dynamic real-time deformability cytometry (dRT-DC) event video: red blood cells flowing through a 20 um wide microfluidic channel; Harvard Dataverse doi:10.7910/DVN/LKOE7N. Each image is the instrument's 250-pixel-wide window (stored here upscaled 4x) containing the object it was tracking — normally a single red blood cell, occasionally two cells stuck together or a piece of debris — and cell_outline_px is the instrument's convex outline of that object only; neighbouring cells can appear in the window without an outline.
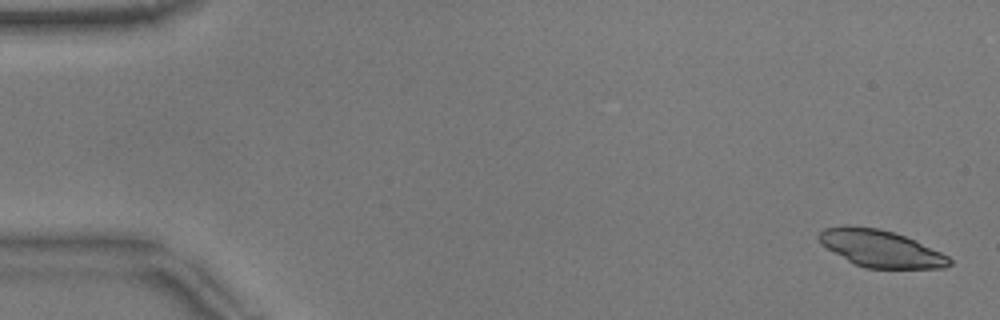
{"species": "common noctule bat (a hibernating species)", "species_latin": "Nyctalus noctula", "temperature_condition": "warm", "stored_images_in_passage": 53, "camera_frame_rate_fps": 3000, "um_per_image_px": 0.085, "animal": {"sex": "male", "body_mass_g": 17.9}, "frame": {"image": 1, "passage_image": 2, "time_ms": 0.333, "image_size_px": [1000, 320], "cell_outline_px": [[952, 264], [944, 268], [864, 268], [848, 260], [820, 244], [816, 236], [824, 228], [844, 224], [848, 224], [880, 228], [916, 240], [948, 256], [952, 260]], "centroid_in_image_um": [74.82, 21.1], "position_along_channel_um": 10.2, "area_um2": 28.26}}
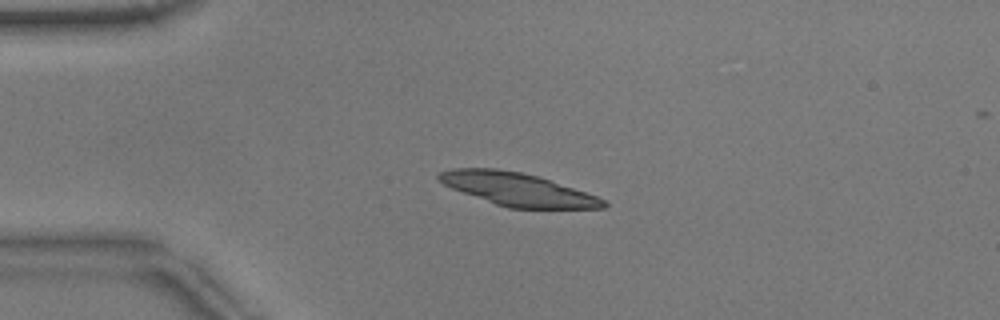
{"frame": {"image": 2, "passage_image": 13, "time_ms": 4.0, "image_size_px": [1000, 320], "cell_outline_px": [[608, 204], [604, 208], [508, 208], [496, 204], [452, 188], [444, 184], [436, 176], [440, 172], [452, 168], [496, 168], [520, 172], [536, 176], [608, 200]], "centroid_in_image_um": [43.98, 16.09], "position_along_channel_um": 41.0, "area_um2": 30.98}}